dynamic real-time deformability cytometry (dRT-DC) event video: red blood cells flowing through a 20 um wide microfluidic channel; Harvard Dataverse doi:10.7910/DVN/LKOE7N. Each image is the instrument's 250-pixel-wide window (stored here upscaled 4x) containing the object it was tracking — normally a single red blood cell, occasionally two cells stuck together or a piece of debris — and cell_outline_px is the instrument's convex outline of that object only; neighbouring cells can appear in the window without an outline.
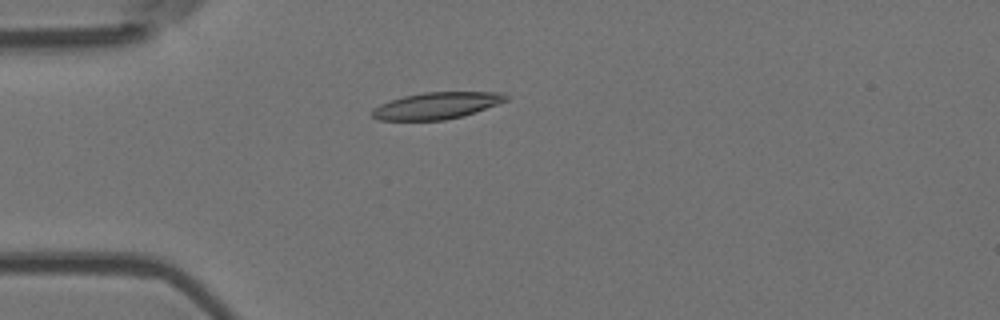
{"species": "Egyptian fruit bat (a non-hibernating species)", "species_latin": "Rousettus aegyptiacus", "temperature_condition": "room temperature", "stored_images_in_passage": 4, "camera_frame_rate_fps": 3000, "um_per_image_px": 0.085, "animal": {"sex": "female"}, "frame": {"image": 1, "passage_image": 3, "time_ms": 0.667, "image_size_px": [1000, 320], "cell_outline_px": [[508, 100], [464, 116], [444, 120], [380, 120], [372, 116], [372, 108], [380, 104], [404, 96], [424, 92], [504, 92], [508, 96]], "centroid_in_image_um": [37.13, 8.97], "position_along_channel_um": 47.9, "area_um2": 20.75}}